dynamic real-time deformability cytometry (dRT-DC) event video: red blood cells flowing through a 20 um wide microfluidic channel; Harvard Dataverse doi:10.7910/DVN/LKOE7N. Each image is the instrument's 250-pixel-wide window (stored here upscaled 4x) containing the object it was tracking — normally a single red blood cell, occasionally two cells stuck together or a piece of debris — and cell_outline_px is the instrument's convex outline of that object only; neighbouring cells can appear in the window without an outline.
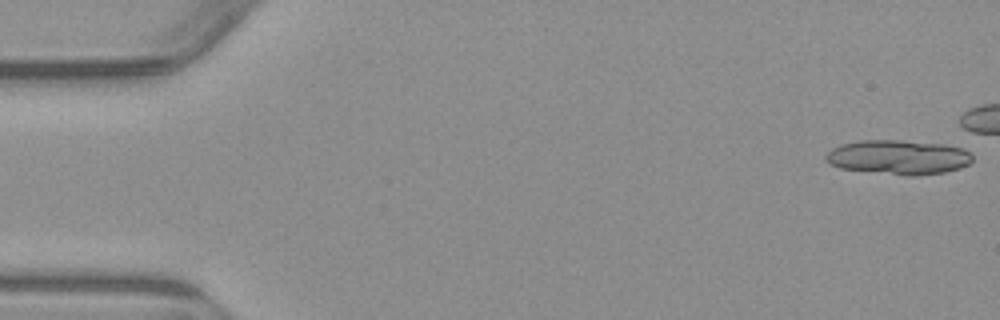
{"species": "common noctule bat (a hibernating species)", "species_latin": "Nyctalus noctula", "temperature_condition": "warm", "stored_images_in_passage": 5, "segment_of_instrument_passage": [2, 2], "camera_frame_rate_fps": 3000, "um_per_image_px": 0.085, "animal": {"sex": "male", "body_mass_g": 23.1, "forearm_length_mm": 52.7}, "frame": {"image": 1, "passage_image": 5, "time_ms": 5.0, "image_size_px": [1000, 320], "cell_outline_px": [[972, 160], [968, 164], [960, 168], [944, 172], [916, 176], [908, 176], [840, 168], [824, 160], [824, 156], [832, 148], [840, 144], [860, 140], [900, 140], [944, 144], [964, 148], [972, 152]], "centroid_in_image_um": [76.38, 13.35], "position_along_channel_um": 8.6, "area_um2": 29.65}}